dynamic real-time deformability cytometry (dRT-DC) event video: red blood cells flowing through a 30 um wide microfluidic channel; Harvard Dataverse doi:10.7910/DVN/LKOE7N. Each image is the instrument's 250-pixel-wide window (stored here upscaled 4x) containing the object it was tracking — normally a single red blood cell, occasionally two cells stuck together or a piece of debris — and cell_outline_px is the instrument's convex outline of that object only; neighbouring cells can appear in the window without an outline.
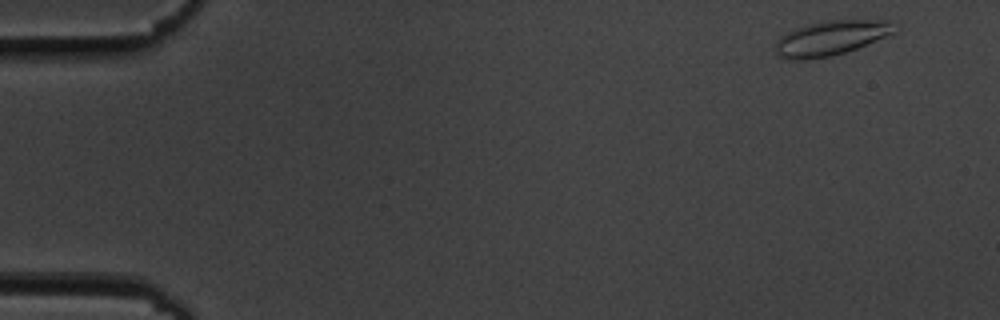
{"species": "common noctule bat (a hibernating species)", "species_latin": "Nyctalus noctula", "temperature_condition": "cold", "stored_images_in_passage": 54, "camera_frame_rate_fps": 3000, "um_per_image_px": 0.085, "animal": {"sex": "male", "body_mass_g": 19.5, "forearm_length_mm": 54.6}, "frame": {"image": 1, "passage_image": 2, "time_ms": 0.333, "image_size_px": [1000, 320], "cell_outline_px": [[900, 28], [896, 32], [856, 48], [832, 56], [796, 60], [788, 60], [776, 56], [772, 48], [780, 36], [804, 24], [820, 20], [852, 16], [892, 20], [900, 24]], "centroid_in_image_um": [70.71, 3.15], "position_along_channel_um": 14.3, "area_um2": 25.72}}
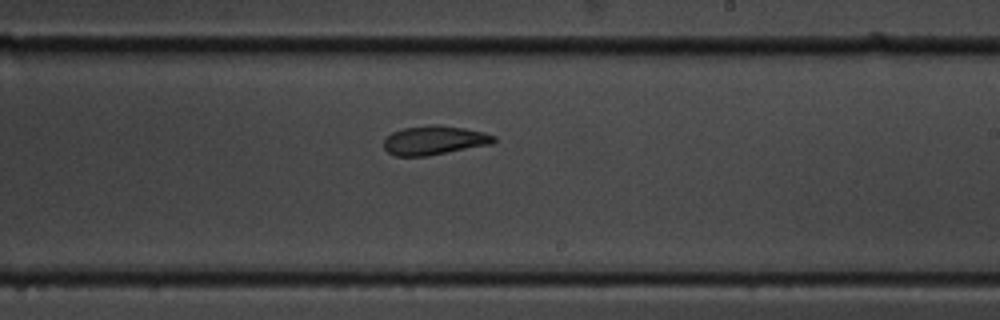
{"frame": {"image": 2, "passage_image": 32, "time_ms": 10.333, "image_size_px": [1000, 320], "cell_outline_px": [[496, 140], [492, 144], [428, 156], [396, 156], [388, 152], [384, 148], [384, 140], [392, 132], [404, 128], [432, 124], [440, 124], [464, 128], [484, 132], [496, 136]], "centroid_in_image_um": [36.94, 11.92], "position_along_channel_um": 252.1, "area_um2": 18.73}}
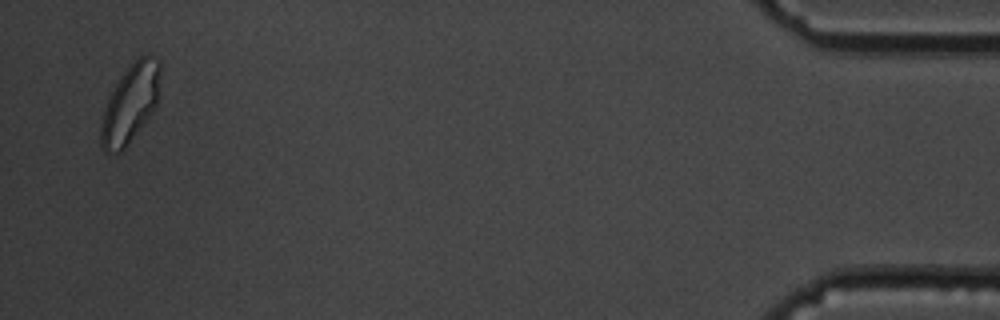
{"frame": {"image": 3, "passage_image": 53, "time_ms": 17.333, "image_size_px": [1000, 320], "cell_outline_px": [[160, 72], [156, 108], [124, 148], [120, 152], [108, 156], [100, 148], [100, 124], [104, 108], [108, 96], [120, 76], [140, 56], [152, 56], [160, 60]], "centroid_in_image_um": [11.03, 8.86], "position_along_channel_um": 424.2, "area_um2": 27.17}, "authors_computed_cell_mechanics": {"area_um2": 20.1433, "velocity_mm_per_s": 3.5832, "shape_relaxation_time_tau1_ms": 8.6353, "shape_relaxation_time_tau2_ms": 2.8139, "deformation_change_tau1": 0.175, "deformation_change_tau2": 0.0981}}